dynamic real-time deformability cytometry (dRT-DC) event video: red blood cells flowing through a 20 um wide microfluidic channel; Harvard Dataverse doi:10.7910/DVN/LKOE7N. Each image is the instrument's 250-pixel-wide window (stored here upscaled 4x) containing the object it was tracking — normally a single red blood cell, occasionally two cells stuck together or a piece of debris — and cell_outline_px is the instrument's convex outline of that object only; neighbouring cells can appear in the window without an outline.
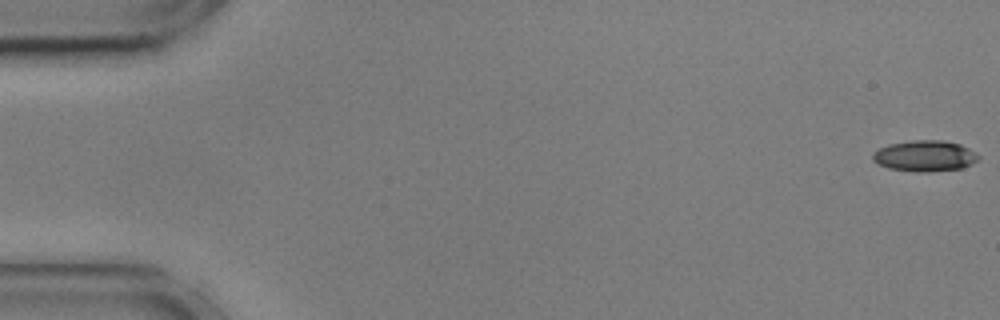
{"species": "common noctule bat (a hibernating species)", "species_latin": "Nyctalus noctula", "temperature_condition": "cold", "stored_images_in_passage": 56, "camera_frame_rate_fps": 3000, "um_per_image_px": 0.085, "animal": {"sex": "male", "body_mass_g": 17.9, "forearm_length_mm": 54.2}, "frame": {"image": 1, "passage_image": 1, "time_ms": 0.0, "image_size_px": [1000, 320], "cell_outline_px": [[980, 156], [972, 164], [960, 168], [928, 172], [916, 172], [888, 168], [872, 160], [872, 152], [888, 144], [912, 140], [944, 140], [960, 144], [976, 152]], "centroid_in_image_um": [78.6, 13.25], "position_along_channel_um": 6.4, "area_um2": 19.13}}
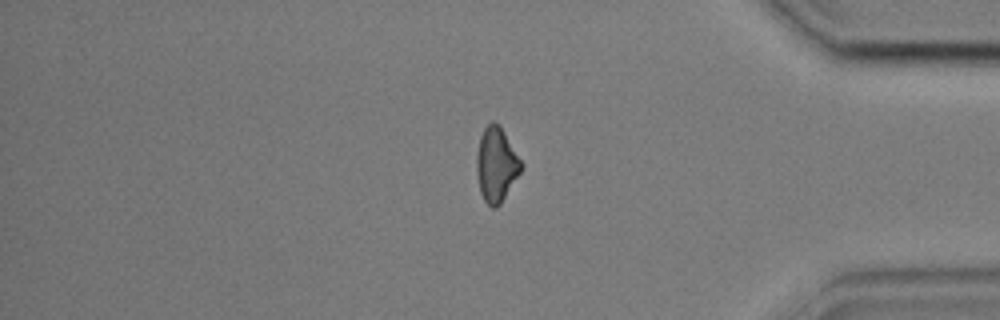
{"frame": {"image": 2, "passage_image": 47, "time_ms": 15.333, "image_size_px": [1000, 320], "cell_outline_px": [[524, 164], [520, 172], [500, 204], [496, 208], [492, 208], [484, 200], [480, 192], [476, 172], [476, 152], [480, 136], [484, 128], [492, 120], [500, 124]], "centroid_in_image_um": [42.18, 13.95], "position_along_channel_um": 393.0, "area_um2": 19.54}}
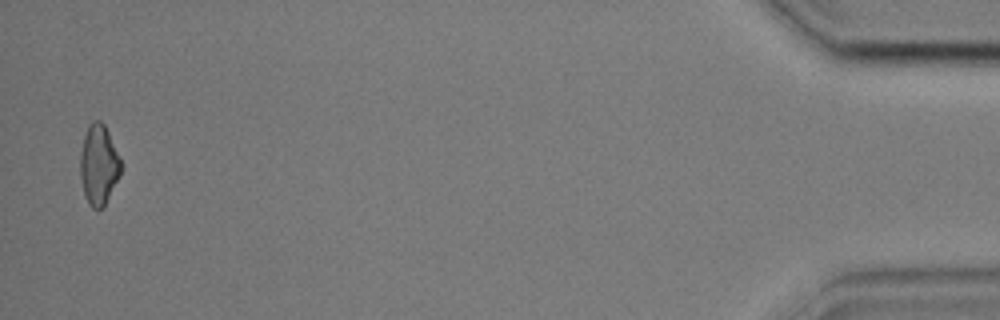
{"frame": {"image": 3, "passage_image": 55, "time_ms": 18.0, "image_size_px": [1000, 320], "cell_outline_px": [[120, 176], [104, 208], [92, 208], [88, 204], [84, 196], [80, 176], [80, 152], [84, 136], [88, 124], [92, 120], [100, 120], [104, 124], [108, 132], [120, 160]], "centroid_in_image_um": [8.37, 14.03], "position_along_channel_um": 426.8, "area_um2": 19.07}, "authors_computed_cell_mechanics": {"area_um2": 19.2763, "velocity_mm_per_s": 3.6085, "shape_relaxation_time_tau1_ms": 6.6792, "shape_relaxation_time_tau2_ms": null, "deformation_change_tau1": 0.1429, "deformation_change_tau2": null}}